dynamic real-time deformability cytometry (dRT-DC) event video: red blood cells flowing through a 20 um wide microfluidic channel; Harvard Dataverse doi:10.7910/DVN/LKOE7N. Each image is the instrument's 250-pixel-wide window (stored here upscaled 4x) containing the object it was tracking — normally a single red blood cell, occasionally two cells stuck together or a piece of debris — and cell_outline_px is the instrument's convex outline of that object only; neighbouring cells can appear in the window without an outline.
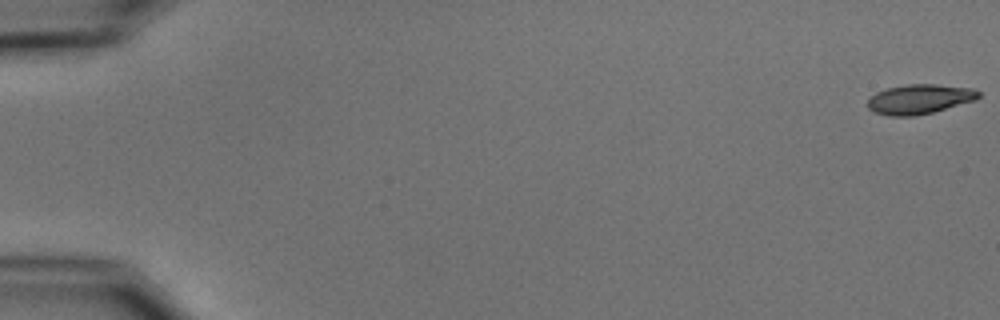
{"species": "common noctule bat (a hibernating species)", "species_latin": "Nyctalus noctula", "temperature_condition": "cold", "stored_images_in_passage": 55, "camera_frame_rate_fps": 3000, "um_per_image_px": 0.085, "animal": {"sex": "male", "body_mass_g": 15.6}, "frame": {"image": 1, "passage_image": 1, "time_ms": 0.0, "image_size_px": [1000, 320], "cell_outline_px": [[980, 96], [976, 100], [932, 112], [916, 116], [888, 116], [876, 112], [868, 108], [868, 100], [876, 92], [888, 88], [908, 84], [936, 84], [972, 88], [980, 92]], "centroid_in_image_um": [78.17, 8.42], "position_along_channel_um": 6.8, "area_um2": 19.07}}
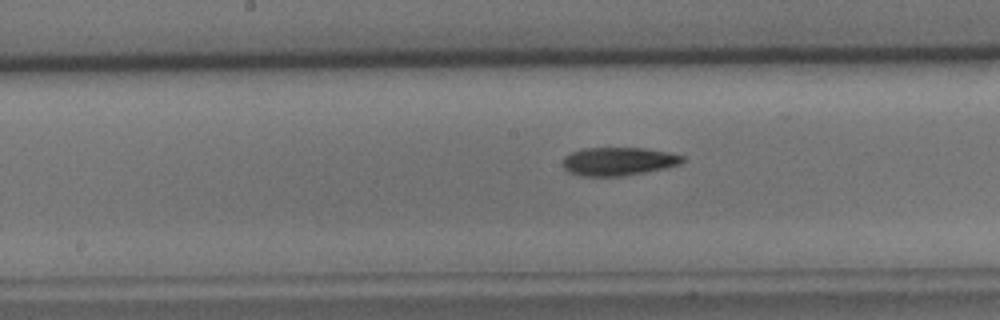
{"frame": {"image": 2, "passage_image": 29, "time_ms": 9.333, "image_size_px": [1000, 320], "cell_outline_px": [[684, 160], [680, 164], [664, 168], [644, 172], [620, 176], [580, 176], [568, 172], [564, 168], [564, 156], [580, 148], [644, 148], [668, 152], [684, 156]], "centroid_in_image_um": [52.54, 13.71], "position_along_channel_um": 195.7, "area_um2": 19.65}}
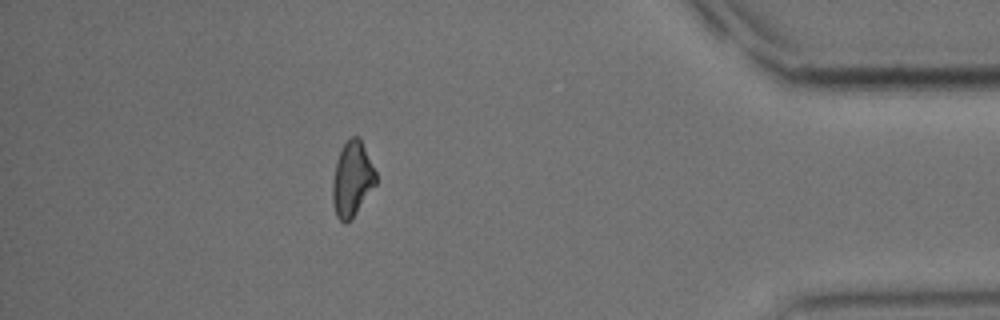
{"frame": {"image": 3, "passage_image": 49, "time_ms": 16.0, "image_size_px": [1000, 320], "cell_outline_px": [[376, 184], [356, 212], [344, 224], [336, 216], [332, 204], [332, 180], [336, 160], [344, 144], [352, 136], [356, 136], [360, 140], [376, 172]], "centroid_in_image_um": [29.9, 15.24], "position_along_channel_um": 405.3, "area_um2": 18.55}, "authors_computed_cell_mechanics": {"area_um2": 19.4786, "velocity_mm_per_s": 3.73, "shape_relaxation_time_tau1_ms": 5.3289, "shape_relaxation_time_tau2_ms": null, "deformation_change_tau1": 0.1345, "deformation_change_tau2": null}}